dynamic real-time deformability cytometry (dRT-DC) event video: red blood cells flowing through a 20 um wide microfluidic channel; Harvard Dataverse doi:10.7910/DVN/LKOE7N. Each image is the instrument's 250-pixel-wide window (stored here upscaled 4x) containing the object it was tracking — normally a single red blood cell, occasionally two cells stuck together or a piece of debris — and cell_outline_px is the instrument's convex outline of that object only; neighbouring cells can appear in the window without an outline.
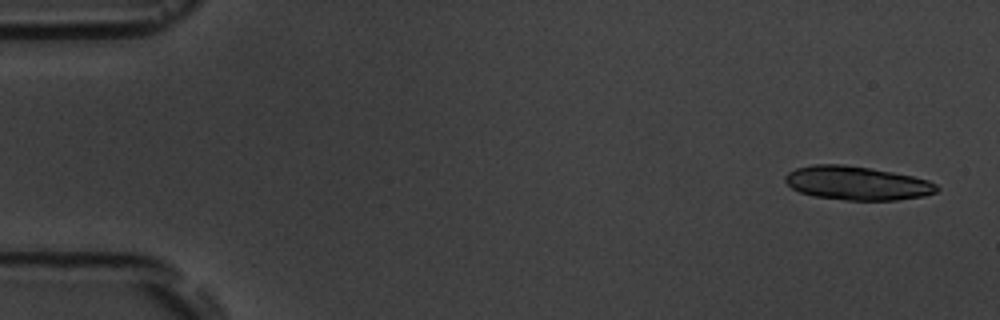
{"species": "common noctule bat (a hibernating species)", "species_latin": "Nyctalus noctula", "temperature_condition": "room temperature", "stored_images_in_passage": 5, "camera_frame_rate_fps": 3000, "um_per_image_px": 0.085, "animal": {"sex": "male", "body_mass_g": 19.5, "forearm_length_mm": 54.6}, "frame": {"image": 1, "passage_image": 1, "time_ms": 0.0, "image_size_px": [1000, 320], "cell_outline_px": [[940, 188], [936, 192], [924, 196], [896, 200], [844, 200], [812, 196], [800, 192], [792, 188], [784, 180], [784, 176], [788, 172], [796, 168], [812, 164], [844, 164], [892, 172], [912, 176], [928, 180], [936, 184]], "centroid_in_image_um": [72.82, 15.57], "position_along_channel_um": 12.2, "area_um2": 29.88}}